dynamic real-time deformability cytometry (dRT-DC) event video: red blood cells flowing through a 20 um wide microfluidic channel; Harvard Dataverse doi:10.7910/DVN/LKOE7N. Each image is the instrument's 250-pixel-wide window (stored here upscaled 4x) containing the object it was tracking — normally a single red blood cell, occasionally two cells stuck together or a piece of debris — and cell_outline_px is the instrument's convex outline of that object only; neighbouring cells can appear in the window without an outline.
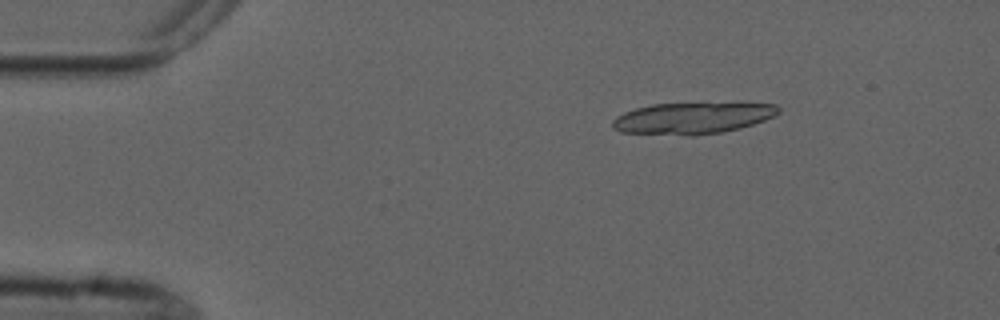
{"species": "common noctule bat (a hibernating species)", "species_latin": "Nyctalus noctula", "temperature_condition": "cold", "stored_images_in_passage": 6, "camera_frame_rate_fps": 3000, "um_per_image_px": 0.085, "animal": {"sex": "male", "forearm_length_mm": 52.5}, "frame": {"image": 1, "passage_image": 3, "time_ms": 2.333, "image_size_px": [1000, 320], "cell_outline_px": [[780, 112], [764, 120], [740, 128], [724, 132], [696, 136], [688, 136], [620, 132], [612, 128], [612, 120], [616, 116], [624, 112], [636, 108], [652, 104], [776, 104], [780, 108]], "centroid_in_image_um": [58.8, 10.07], "position_along_channel_um": 26.2, "area_um2": 30.23}}
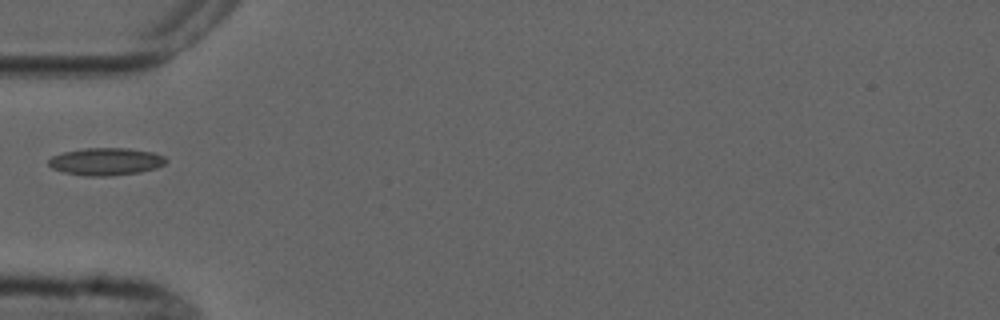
{"frame": {"image": 2, "passage_image": 5, "time_ms": 5.667, "image_size_px": [1000, 320], "cell_outline_px": [[168, 160], [164, 164], [156, 168], [140, 172], [108, 176], [84, 176], [64, 172], [52, 168], [48, 164], [48, 160], [52, 156], [64, 152], [84, 148], [128, 148], [152, 152], [164, 156]], "centroid_in_image_um": [9.0, 13.73], "position_along_channel_um": 76.0, "area_um2": 18.79}}
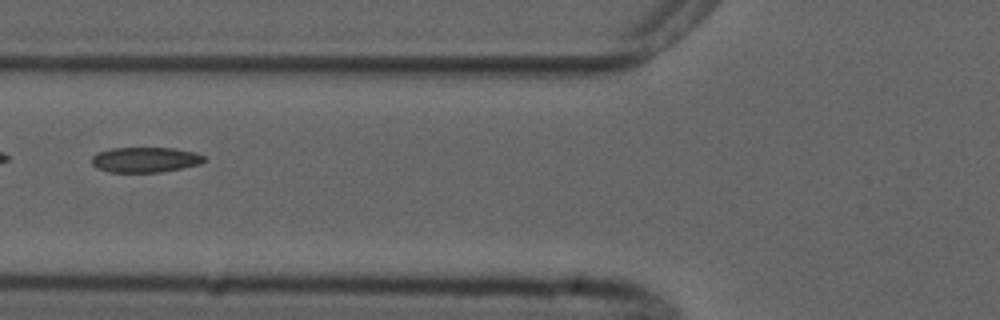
{"frame": {"image": 3, "passage_image": 6, "time_ms": 6.667, "image_size_px": [1000, 320], "cell_outline_px": [[204, 160], [200, 164], [160, 172], [108, 172], [96, 168], [92, 164], [92, 156], [96, 152], [112, 148], [176, 148], [196, 152], [204, 156]], "centroid_in_image_um": [12.31, 13.57], "position_along_channel_um": 113.5, "area_um2": 16.59}}